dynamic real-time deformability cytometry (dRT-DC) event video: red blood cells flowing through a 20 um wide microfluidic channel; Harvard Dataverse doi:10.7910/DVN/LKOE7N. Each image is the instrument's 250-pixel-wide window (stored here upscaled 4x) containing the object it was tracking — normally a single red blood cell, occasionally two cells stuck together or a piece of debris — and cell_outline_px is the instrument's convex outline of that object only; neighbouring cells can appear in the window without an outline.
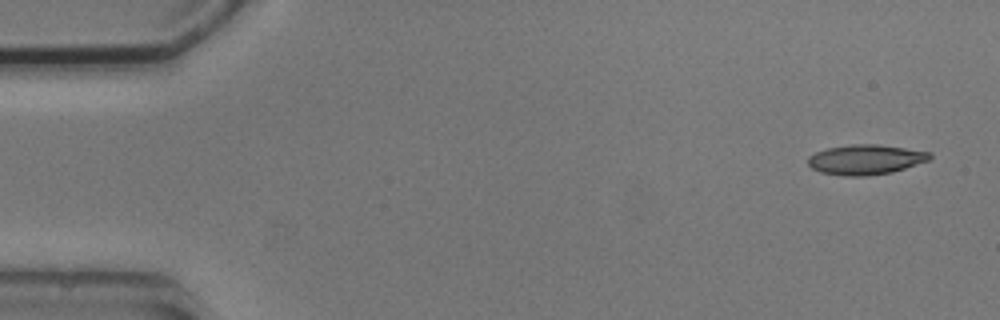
{"species": "common noctule bat (a hibernating species)", "species_latin": "Nyctalus noctula", "temperature_condition": "cold", "stored_images_in_passage": 5, "segment_of_instrument_passage": [1, 2], "camera_frame_rate_fps": 3000, "um_per_image_px": 0.085, "animal": {"sex": "male", "body_mass_g": 20.5, "forearm_length_mm": 52.5}, "frame": {"image": 1, "passage_image": 1, "time_ms": 0.0, "image_size_px": [1000, 320], "cell_outline_px": [[932, 156], [928, 160], [892, 172], [868, 176], [844, 176], [820, 172], [812, 168], [808, 164], [808, 156], [816, 152], [828, 148], [852, 144], [876, 144], [932, 152]], "centroid_in_image_um": [73.56, 13.56], "position_along_channel_um": 11.4, "area_um2": 21.15}}